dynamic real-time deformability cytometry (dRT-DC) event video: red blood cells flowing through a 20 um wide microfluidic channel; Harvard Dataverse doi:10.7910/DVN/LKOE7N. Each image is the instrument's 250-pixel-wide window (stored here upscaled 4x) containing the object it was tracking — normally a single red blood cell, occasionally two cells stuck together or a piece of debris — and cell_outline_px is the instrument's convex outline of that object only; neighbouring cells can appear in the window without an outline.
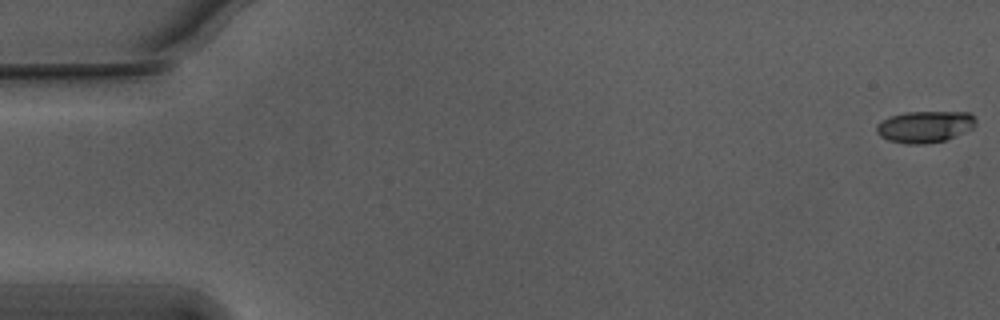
{"species": "Egyptian fruit bat (a non-hibernating species)", "species_latin": "Rousettus aegyptiacus", "temperature_condition": "warm", "stored_images_in_passage": 10, "camera_frame_rate_fps": 3000, "um_per_image_px": 0.085, "animal": {"sex": "male"}, "frame": {"image": 1, "passage_image": 1, "time_ms": 0.0, "image_size_px": [1000, 320], "cell_outline_px": [[976, 124], [972, 128], [964, 132], [944, 140], [924, 144], [908, 144], [888, 140], [880, 136], [876, 132], [876, 124], [892, 116], [904, 112], [968, 112], [976, 120]], "centroid_in_image_um": [78.59, 10.77], "position_along_channel_um": 6.4, "area_um2": 18.09}}